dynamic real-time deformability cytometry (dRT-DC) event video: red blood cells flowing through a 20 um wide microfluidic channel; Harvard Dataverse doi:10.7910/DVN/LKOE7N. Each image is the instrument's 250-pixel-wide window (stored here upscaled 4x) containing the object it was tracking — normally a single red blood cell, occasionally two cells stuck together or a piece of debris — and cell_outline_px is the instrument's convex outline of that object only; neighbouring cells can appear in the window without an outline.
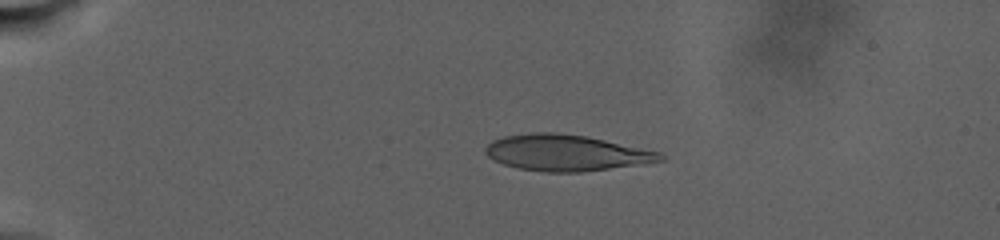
{"species": "human", "species_latin": "Homo sapiens", "temperature_condition": "warm", "stored_images_in_passage": 43, "camera_frame_rate_fps": 3000, "um_per_image_px": 0.085, "donor": {"sex": "male"}, "frame": {"image": 1, "passage_image": 1, "time_ms": 0.0, "image_size_px": [1000, 240], "cell_outline_px": [[664, 160], [644, 164], [580, 172], [544, 172], [520, 168], [504, 164], [488, 156], [484, 152], [484, 148], [492, 140], [504, 136], [532, 132], [556, 132], [588, 136], [660, 152], [664, 156]], "centroid_in_image_um": [48.13, 12.98], "position_along_channel_um": 36.9, "area_um2": 36.82}}
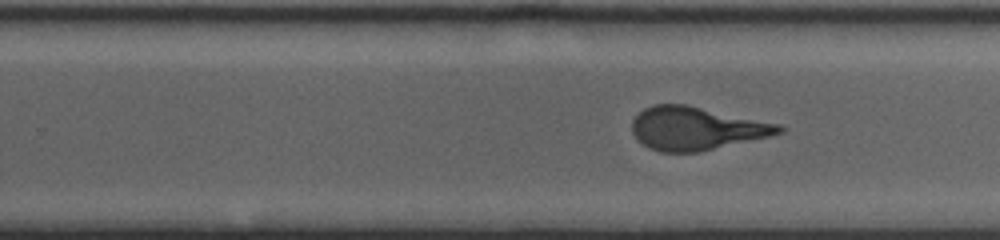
{"frame": {"image": 2, "passage_image": 22, "time_ms": 12.667, "image_size_px": [1000, 240], "cell_outline_px": [[784, 132], [768, 136], [700, 152], [660, 152], [648, 148], [636, 140], [632, 132], [632, 120], [644, 108], [652, 104], [684, 104], [780, 124], [784, 128]], "centroid_in_image_um": [59.13, 10.92], "position_along_channel_um": 270.7, "area_um2": 36.82}}
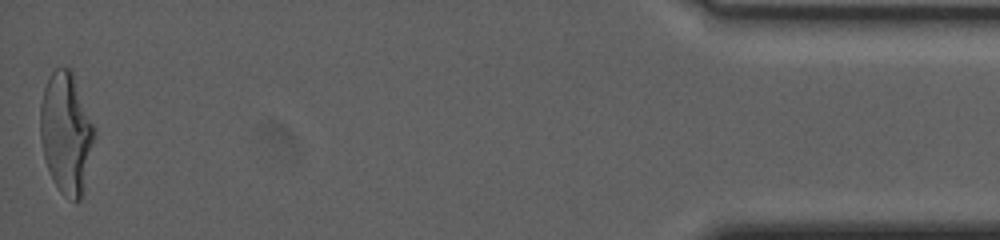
{"frame": {"image": 3, "passage_image": 43, "time_ms": 22.333, "image_size_px": [1000, 240], "cell_outline_px": [[96, 136], [80, 200], [72, 200], [64, 196], [60, 192], [48, 168], [44, 156], [40, 136], [40, 104], [44, 88], [52, 72], [56, 68], [72, 68], [96, 132]], "centroid_in_image_um": [5.63, 11.26], "position_along_channel_um": 429.6, "area_um2": 37.92}, "authors_computed_cell_mechanics": {"area_um2": 36.992, "velocity_mm_per_s": 2.4251, "shape_relaxation_time_tau1_ms": 8.6812, "shape_relaxation_time_tau2_ms": 1.3236, "deformation_change_tau1": 0.2595, "deformation_change_tau2": 0.0989}}